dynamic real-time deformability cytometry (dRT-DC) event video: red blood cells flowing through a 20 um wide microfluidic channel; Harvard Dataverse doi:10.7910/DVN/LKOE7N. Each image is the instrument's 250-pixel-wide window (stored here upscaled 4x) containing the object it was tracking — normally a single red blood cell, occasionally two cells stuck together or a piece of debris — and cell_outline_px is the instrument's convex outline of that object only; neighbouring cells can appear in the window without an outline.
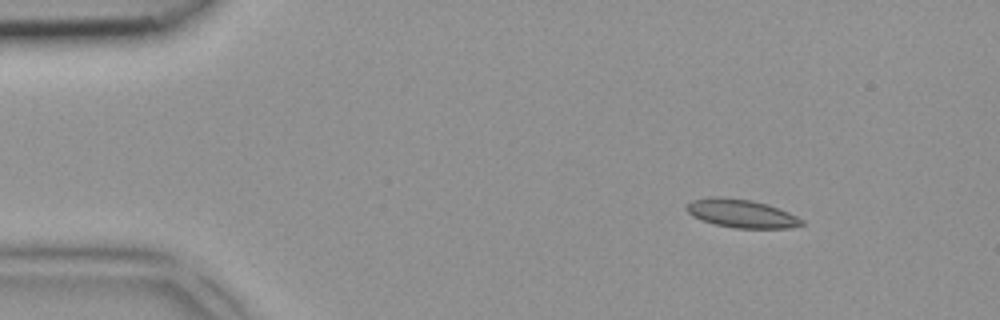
{"species": "common noctule bat (a hibernating species)", "species_latin": "Nyctalus noctula", "temperature_condition": "room temperature", "stored_images_in_passage": 3, "camera_frame_rate_fps": 3000, "um_per_image_px": 0.085, "animal": {"sex": "female", "body_mass_g": 18.4}, "frame": {"image": 1, "passage_image": 1, "time_ms": 0.0, "image_size_px": [1000, 320], "cell_outline_px": [[804, 224], [788, 228], [736, 228], [716, 224], [692, 216], [684, 208], [692, 200], [712, 196], [716, 196], [752, 200], [768, 204], [788, 212], [804, 220]], "centroid_in_image_um": [63.02, 18.14], "position_along_channel_um": 22.0, "area_um2": 18.9}}